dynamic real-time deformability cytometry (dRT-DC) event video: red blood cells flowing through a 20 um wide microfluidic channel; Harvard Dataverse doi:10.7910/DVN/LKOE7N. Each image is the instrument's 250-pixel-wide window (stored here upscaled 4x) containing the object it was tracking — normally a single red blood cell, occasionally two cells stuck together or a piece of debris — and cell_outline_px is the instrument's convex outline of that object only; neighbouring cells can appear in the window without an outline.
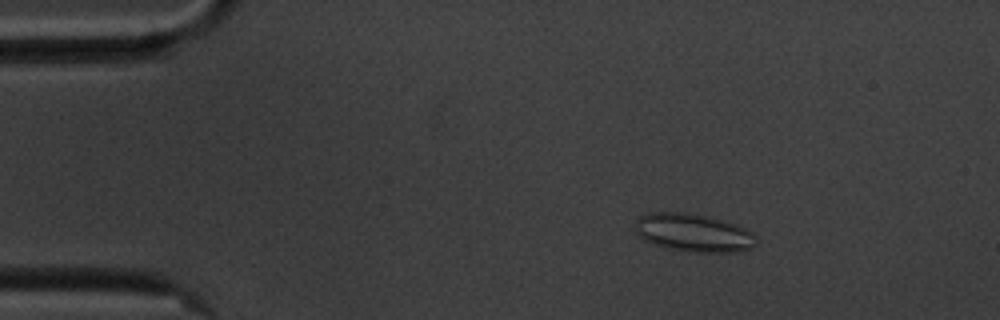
{"species": "common noctule bat (a hibernating species)", "species_latin": "Nyctalus noctula", "temperature_condition": "cold", "stored_images_in_passage": 57, "camera_frame_rate_fps": 3000, "um_per_image_px": 0.085, "animal": {"sex": "male", "body_mass_g": 20.1, "forearm_length_mm": 53.5}, "frame": {"image": 1, "passage_image": 9, "time_ms": 2.667, "image_size_px": [1000, 320], "cell_outline_px": [[756, 244], [752, 248], [736, 252], [692, 252], [668, 248], [644, 240], [636, 232], [636, 220], [640, 216], [652, 212], [684, 212], [704, 216], [736, 224], [744, 228], [756, 240]], "centroid_in_image_um": [58.92, 19.79], "position_along_channel_um": 26.1, "area_um2": 26.41}}
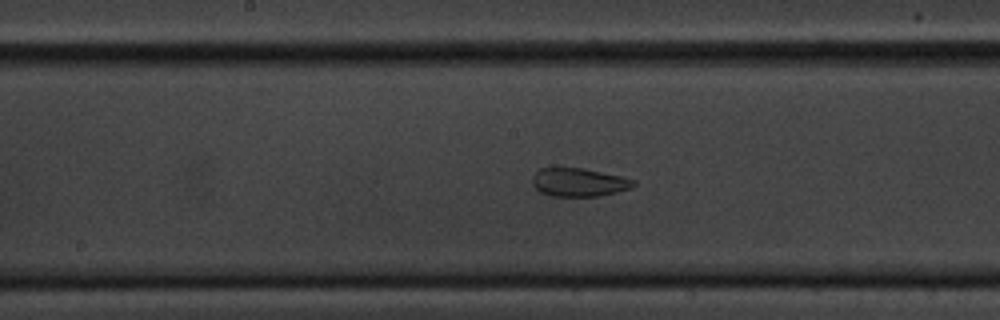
{"frame": {"image": 2, "passage_image": 29, "time_ms": 9.333, "image_size_px": [1000, 320], "cell_outline_px": [[636, 184], [632, 188], [600, 196], [548, 196], [540, 192], [532, 184], [532, 176], [540, 168], [584, 168], [620, 176], [636, 180]], "centroid_in_image_um": [49.2, 15.5], "position_along_channel_um": 199.0, "area_um2": 16.82}}
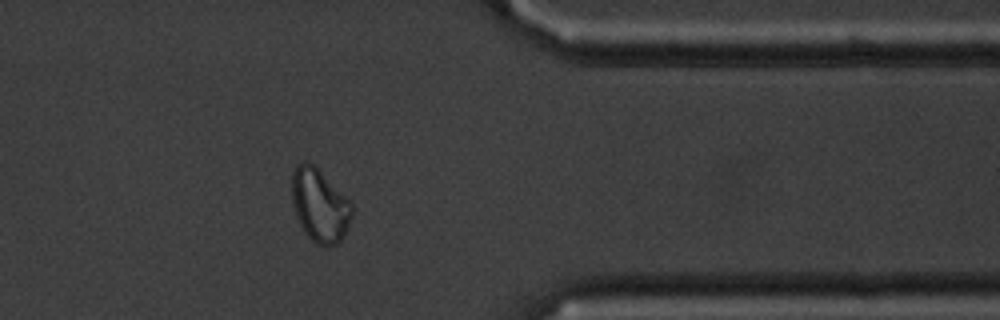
{"frame": {"image": 3, "passage_image": 46, "time_ms": 15.0, "image_size_px": [1000, 320], "cell_outline_px": [[352, 216], [344, 236], [336, 244], [316, 244], [304, 232], [296, 216], [292, 200], [292, 172], [296, 164], [304, 160], [308, 160], [352, 204]], "centroid_in_image_um": [27.14, 17.45], "position_along_channel_um": 384.3, "area_um2": 25.09}, "authors_computed_cell_mechanics": {"area_um2": 23.9292, "velocity_mm_per_s": 3.5015, "shape_relaxation_time_tau1_ms": null, "shape_relaxation_time_tau2_ms": 1.3757, "deformation_change_tau1": null, "deformation_change_tau2": 0.0779}}